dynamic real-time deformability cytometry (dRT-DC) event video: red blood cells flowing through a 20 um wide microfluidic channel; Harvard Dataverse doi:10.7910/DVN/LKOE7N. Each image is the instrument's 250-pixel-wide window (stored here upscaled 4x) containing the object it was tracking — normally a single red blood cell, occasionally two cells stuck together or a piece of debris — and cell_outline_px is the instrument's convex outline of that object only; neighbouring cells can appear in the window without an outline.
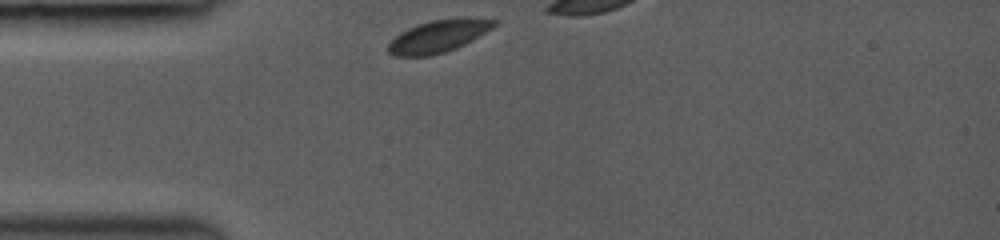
{"species": "common noctule bat (a hibernating species)", "species_latin": "Nyctalus noctula", "temperature_condition": "room temperature", "stored_images_in_passage": 4, "camera_frame_rate_fps": 3000, "um_per_image_px": 0.085, "animal": {"sex": "female", "body_mass_g": 19.0, "forearm_length_mm": 53.3}, "frame": {"image": 1, "passage_image": 1, "time_ms": 0.0, "image_size_px": [1000, 240], "cell_outline_px": [[500, 24], [464, 44], [456, 48], [432, 56], [396, 56], [388, 52], [388, 44], [400, 32], [416, 24], [432, 20], [500, 20]], "centroid_in_image_um": [37.21, 3.12], "position_along_channel_um": 47.8, "area_um2": 19.31}}